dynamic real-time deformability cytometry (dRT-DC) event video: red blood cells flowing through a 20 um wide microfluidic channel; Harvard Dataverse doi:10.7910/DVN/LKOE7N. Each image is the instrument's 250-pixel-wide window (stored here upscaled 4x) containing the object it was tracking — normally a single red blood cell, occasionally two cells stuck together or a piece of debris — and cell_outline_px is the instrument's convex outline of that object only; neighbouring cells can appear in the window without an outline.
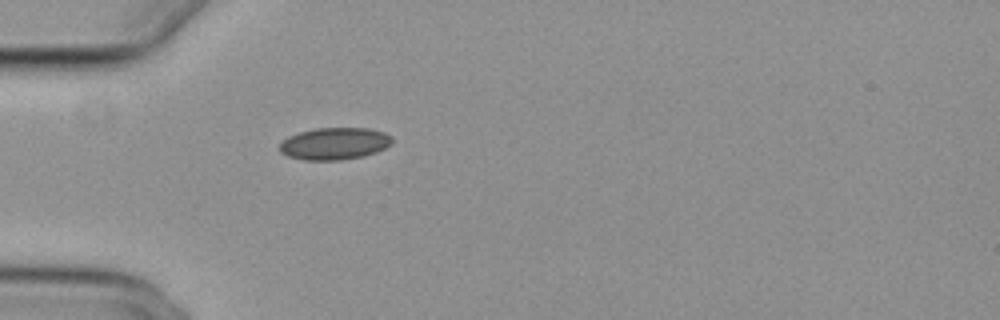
{"species": "common noctule bat (a hibernating species)", "species_latin": "Nyctalus noctula", "temperature_condition": "cold", "stored_images_in_passage": 28, "camera_frame_rate_fps": 3000, "um_per_image_px": 0.085, "animal": {"sex": "female", "body_mass_g": 29.2, "forearm_length_mm": 56.3}, "frame": {"image": 1, "passage_image": 1, "time_ms": 0.0, "image_size_px": [1000, 320], "cell_outline_px": [[392, 144], [376, 152], [364, 156], [340, 160], [304, 160], [288, 156], [280, 152], [280, 140], [288, 136], [300, 132], [316, 128], [368, 128], [384, 132], [392, 136]], "centroid_in_image_um": [28.43, 12.2], "position_along_channel_um": 56.6, "area_um2": 21.15}}
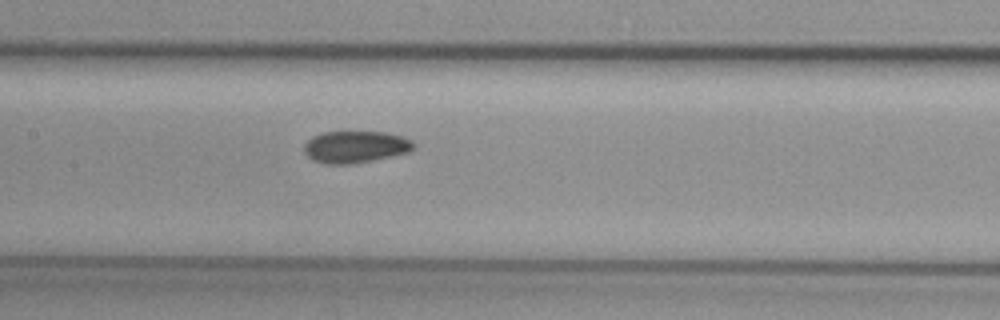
{"frame": {"image": 2, "passage_image": 11, "time_ms": 3.333, "image_size_px": [1000, 320], "cell_outline_px": [[416, 144], [408, 152], [372, 160], [352, 164], [324, 164], [312, 160], [304, 152], [304, 144], [312, 136], [324, 132], [388, 132], [404, 136], [412, 140]], "centroid_in_image_um": [30.2, 12.48], "position_along_channel_um": 177.2, "area_um2": 20.46}}
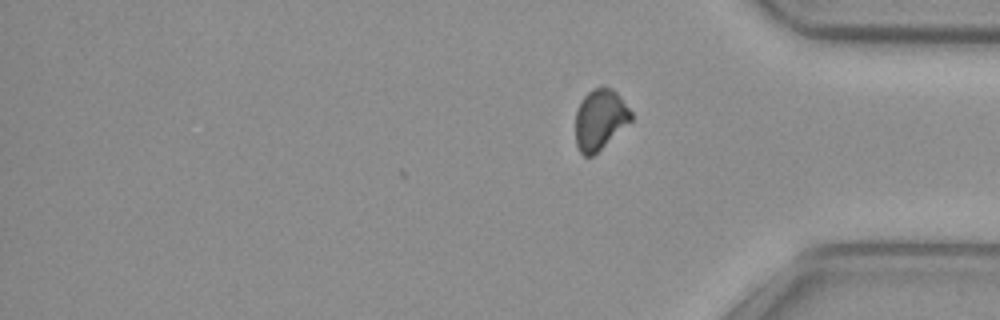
{"frame": {"image": 3, "passage_image": 28, "time_ms": 9.0, "image_size_px": [1000, 320], "cell_outline_px": [[632, 120], [592, 156], [584, 156], [580, 152], [576, 144], [576, 112], [580, 100], [592, 88], [600, 84], [604, 84], [612, 88], [616, 92], [632, 112]], "centroid_in_image_um": [50.99, 10.1], "position_along_channel_um": 384.2, "area_um2": 19.65}, "authors_computed_cell_mechanics": {"area_um2": 20.519, "velocity_mm_per_s": 3.8349, "shape_relaxation_time_tau1_ms": null, "shape_relaxation_time_tau2_ms": 4.4482, "deformation_change_tau1": null, "deformation_change_tau2": 0.0666}}